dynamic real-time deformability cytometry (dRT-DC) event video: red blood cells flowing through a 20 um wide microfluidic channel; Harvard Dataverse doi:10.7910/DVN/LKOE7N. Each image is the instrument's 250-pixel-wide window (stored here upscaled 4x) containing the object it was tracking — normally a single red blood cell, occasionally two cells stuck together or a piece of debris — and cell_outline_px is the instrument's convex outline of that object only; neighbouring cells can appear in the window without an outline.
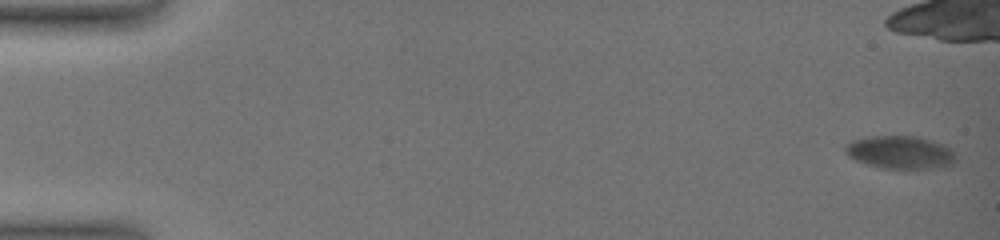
{"species": "common noctule bat (a hibernating species)", "species_latin": "Nyctalus noctula", "temperature_condition": "warm", "stored_images_in_passage": 25, "camera_frame_rate_fps": 3000, "um_per_image_px": 0.085, "animal": {"sex": "female", "body_mass_g": 19.0, "forearm_length_mm": 51.5}, "frame": {"image": 1, "passage_image": 1, "time_ms": 0.0, "image_size_px": [1000, 240], "cell_outline_px": [[956, 160], [952, 164], [932, 168], [884, 168], [868, 164], [856, 160], [848, 156], [844, 152], [844, 144], [852, 140], [872, 136], [916, 136], [932, 140], [944, 144], [952, 148]], "centroid_in_image_um": [76.51, 12.93], "position_along_channel_um": 8.5, "area_um2": 21.21}}
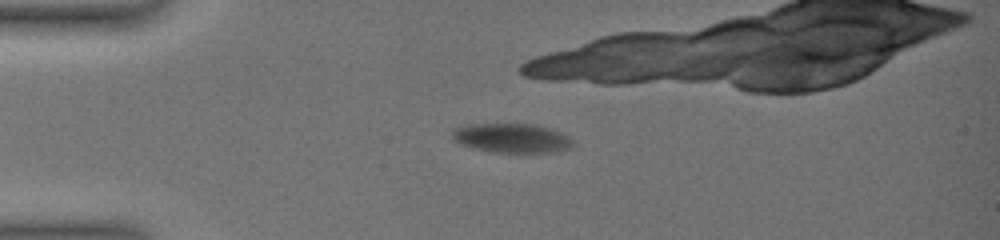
{"frame": {"image": 2, "passage_image": 8, "time_ms": 5.0, "image_size_px": [1000, 240], "cell_outline_px": [[576, 144], [572, 148], [556, 152], [520, 156], [492, 152], [460, 144], [452, 140], [452, 128], [468, 124], [536, 124], [564, 132]], "centroid_in_image_um": [43.57, 11.78], "position_along_channel_um": 41.4, "area_um2": 21.85}}
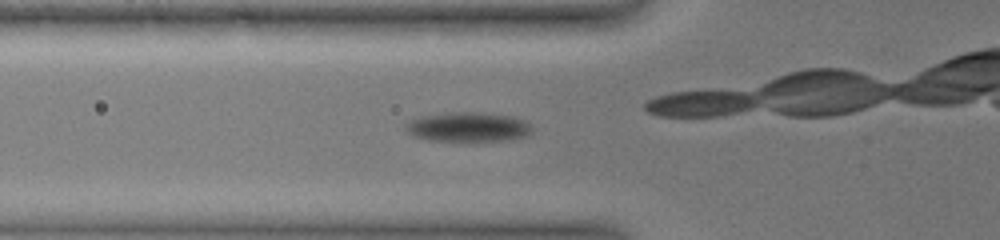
{"frame": {"image": 3, "passage_image": 15, "time_ms": 7.333, "image_size_px": [1000, 240], "cell_outline_px": [[532, 132], [528, 136], [508, 140], [468, 144], [428, 140], [412, 136], [404, 128], [404, 124], [408, 120], [420, 116], [452, 112], [492, 112], [516, 116], [524, 120], [532, 128]], "centroid_in_image_um": [39.79, 10.83], "position_along_channel_um": 86.0, "area_um2": 23.24}}